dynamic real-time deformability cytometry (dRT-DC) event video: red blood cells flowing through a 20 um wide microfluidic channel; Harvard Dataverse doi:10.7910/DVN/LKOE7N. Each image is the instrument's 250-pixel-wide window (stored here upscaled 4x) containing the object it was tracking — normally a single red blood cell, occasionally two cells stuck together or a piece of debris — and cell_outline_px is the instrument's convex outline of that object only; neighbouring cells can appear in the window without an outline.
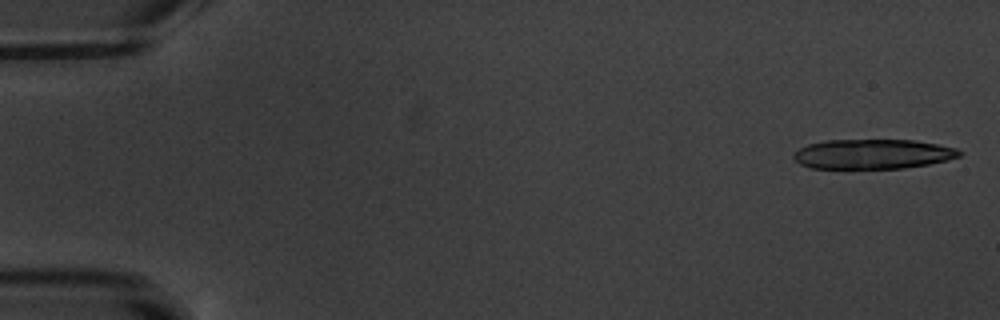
{"species": "common noctule bat (a hibernating species)", "species_latin": "Nyctalus noctula", "temperature_condition": "warm", "stored_images_in_passage": 5, "camera_frame_rate_fps": 3000, "um_per_image_px": 0.085, "animal": {"sex": "male", "body_mass_g": 20.1, "forearm_length_mm": 53.5}, "frame": {"image": 1, "passage_image": 1, "time_ms": 0.0, "image_size_px": [1000, 320], "cell_outline_px": [[964, 152], [960, 156], [948, 160], [928, 164], [904, 168], [812, 168], [800, 164], [792, 156], [800, 148], [808, 144], [824, 140], [916, 140], [956, 148]], "centroid_in_image_um": [74.21, 13.09], "position_along_channel_um": 10.8, "area_um2": 28.67}}